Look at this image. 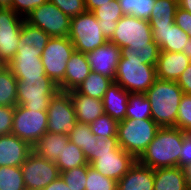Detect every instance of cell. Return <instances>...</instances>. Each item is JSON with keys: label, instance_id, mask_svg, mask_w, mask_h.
<instances>
[{"label": "cell", "instance_id": "6da1fadb", "mask_svg": "<svg viewBox=\"0 0 191 190\" xmlns=\"http://www.w3.org/2000/svg\"><path fill=\"white\" fill-rule=\"evenodd\" d=\"M185 132L175 127H161L137 161L151 169L178 167Z\"/></svg>", "mask_w": 191, "mask_h": 190}, {"label": "cell", "instance_id": "7a4b0ae2", "mask_svg": "<svg viewBox=\"0 0 191 190\" xmlns=\"http://www.w3.org/2000/svg\"><path fill=\"white\" fill-rule=\"evenodd\" d=\"M96 143L93 155L87 161L105 177L118 181L137 161L118 145L117 136L98 138Z\"/></svg>", "mask_w": 191, "mask_h": 190}, {"label": "cell", "instance_id": "3957f363", "mask_svg": "<svg viewBox=\"0 0 191 190\" xmlns=\"http://www.w3.org/2000/svg\"><path fill=\"white\" fill-rule=\"evenodd\" d=\"M184 92L177 82L157 78L145 92L150 102L152 120L160 127H175L178 108Z\"/></svg>", "mask_w": 191, "mask_h": 190}, {"label": "cell", "instance_id": "277c9868", "mask_svg": "<svg viewBox=\"0 0 191 190\" xmlns=\"http://www.w3.org/2000/svg\"><path fill=\"white\" fill-rule=\"evenodd\" d=\"M160 128L152 119H124L118 124V145L138 159Z\"/></svg>", "mask_w": 191, "mask_h": 190}, {"label": "cell", "instance_id": "5b68a950", "mask_svg": "<svg viewBox=\"0 0 191 190\" xmlns=\"http://www.w3.org/2000/svg\"><path fill=\"white\" fill-rule=\"evenodd\" d=\"M154 65L143 64L141 60L126 59L122 54L117 66L114 82L129 93H145L156 81Z\"/></svg>", "mask_w": 191, "mask_h": 190}, {"label": "cell", "instance_id": "8992f818", "mask_svg": "<svg viewBox=\"0 0 191 190\" xmlns=\"http://www.w3.org/2000/svg\"><path fill=\"white\" fill-rule=\"evenodd\" d=\"M74 51L75 48L68 36L51 37L42 51L41 62L44 72L61 91H64L67 61Z\"/></svg>", "mask_w": 191, "mask_h": 190}, {"label": "cell", "instance_id": "52a82bcc", "mask_svg": "<svg viewBox=\"0 0 191 190\" xmlns=\"http://www.w3.org/2000/svg\"><path fill=\"white\" fill-rule=\"evenodd\" d=\"M68 37L73 43L75 51L84 54L93 51L107 42L95 15L88 11L71 18Z\"/></svg>", "mask_w": 191, "mask_h": 190}, {"label": "cell", "instance_id": "ba28073f", "mask_svg": "<svg viewBox=\"0 0 191 190\" xmlns=\"http://www.w3.org/2000/svg\"><path fill=\"white\" fill-rule=\"evenodd\" d=\"M17 105L35 111H47L50 99L59 91L50 78L17 79Z\"/></svg>", "mask_w": 191, "mask_h": 190}, {"label": "cell", "instance_id": "9c48e42d", "mask_svg": "<svg viewBox=\"0 0 191 190\" xmlns=\"http://www.w3.org/2000/svg\"><path fill=\"white\" fill-rule=\"evenodd\" d=\"M109 41L116 44L121 49L140 46H158L153 41L152 29L149 21L130 15L121 17Z\"/></svg>", "mask_w": 191, "mask_h": 190}, {"label": "cell", "instance_id": "30bf717a", "mask_svg": "<svg viewBox=\"0 0 191 190\" xmlns=\"http://www.w3.org/2000/svg\"><path fill=\"white\" fill-rule=\"evenodd\" d=\"M47 111L29 110L22 105H16L11 133L33 147L47 133Z\"/></svg>", "mask_w": 191, "mask_h": 190}, {"label": "cell", "instance_id": "8fae6325", "mask_svg": "<svg viewBox=\"0 0 191 190\" xmlns=\"http://www.w3.org/2000/svg\"><path fill=\"white\" fill-rule=\"evenodd\" d=\"M25 21L54 38L68 36L71 25V18L49 1L34 9Z\"/></svg>", "mask_w": 191, "mask_h": 190}, {"label": "cell", "instance_id": "7c38bea8", "mask_svg": "<svg viewBox=\"0 0 191 190\" xmlns=\"http://www.w3.org/2000/svg\"><path fill=\"white\" fill-rule=\"evenodd\" d=\"M26 190H41L60 177L55 162L46 160L32 151L20 166Z\"/></svg>", "mask_w": 191, "mask_h": 190}, {"label": "cell", "instance_id": "4fadbf2b", "mask_svg": "<svg viewBox=\"0 0 191 190\" xmlns=\"http://www.w3.org/2000/svg\"><path fill=\"white\" fill-rule=\"evenodd\" d=\"M47 113V132L68 135L78 122L68 91L59 90L50 99Z\"/></svg>", "mask_w": 191, "mask_h": 190}, {"label": "cell", "instance_id": "5bb4252c", "mask_svg": "<svg viewBox=\"0 0 191 190\" xmlns=\"http://www.w3.org/2000/svg\"><path fill=\"white\" fill-rule=\"evenodd\" d=\"M24 20L11 8H0V65H7L16 55Z\"/></svg>", "mask_w": 191, "mask_h": 190}, {"label": "cell", "instance_id": "9a60e30c", "mask_svg": "<svg viewBox=\"0 0 191 190\" xmlns=\"http://www.w3.org/2000/svg\"><path fill=\"white\" fill-rule=\"evenodd\" d=\"M42 51L31 46L25 45L17 48L16 55L6 65L14 74L16 79L27 78H49L44 72L41 62Z\"/></svg>", "mask_w": 191, "mask_h": 190}, {"label": "cell", "instance_id": "2e32d148", "mask_svg": "<svg viewBox=\"0 0 191 190\" xmlns=\"http://www.w3.org/2000/svg\"><path fill=\"white\" fill-rule=\"evenodd\" d=\"M122 49L116 44L107 41L104 45L86 54L91 71L110 79L115 78Z\"/></svg>", "mask_w": 191, "mask_h": 190}, {"label": "cell", "instance_id": "e0dca14e", "mask_svg": "<svg viewBox=\"0 0 191 190\" xmlns=\"http://www.w3.org/2000/svg\"><path fill=\"white\" fill-rule=\"evenodd\" d=\"M153 41L160 51L182 52L188 45L189 36L176 24H150Z\"/></svg>", "mask_w": 191, "mask_h": 190}, {"label": "cell", "instance_id": "ac0fdd59", "mask_svg": "<svg viewBox=\"0 0 191 190\" xmlns=\"http://www.w3.org/2000/svg\"><path fill=\"white\" fill-rule=\"evenodd\" d=\"M33 148L16 135L6 134L0 136V167H20Z\"/></svg>", "mask_w": 191, "mask_h": 190}, {"label": "cell", "instance_id": "d6986e66", "mask_svg": "<svg viewBox=\"0 0 191 190\" xmlns=\"http://www.w3.org/2000/svg\"><path fill=\"white\" fill-rule=\"evenodd\" d=\"M190 63L183 52L160 51L155 66L157 78L176 82Z\"/></svg>", "mask_w": 191, "mask_h": 190}, {"label": "cell", "instance_id": "ffe728a7", "mask_svg": "<svg viewBox=\"0 0 191 190\" xmlns=\"http://www.w3.org/2000/svg\"><path fill=\"white\" fill-rule=\"evenodd\" d=\"M79 123L90 124L104 114V107L101 99L92 98L80 94L75 89L68 91Z\"/></svg>", "mask_w": 191, "mask_h": 190}, {"label": "cell", "instance_id": "44dd1931", "mask_svg": "<svg viewBox=\"0 0 191 190\" xmlns=\"http://www.w3.org/2000/svg\"><path fill=\"white\" fill-rule=\"evenodd\" d=\"M117 190H154V169L136 161L117 181Z\"/></svg>", "mask_w": 191, "mask_h": 190}, {"label": "cell", "instance_id": "7402d4cb", "mask_svg": "<svg viewBox=\"0 0 191 190\" xmlns=\"http://www.w3.org/2000/svg\"><path fill=\"white\" fill-rule=\"evenodd\" d=\"M129 95V92L113 82L102 98L104 113L118 122L126 119Z\"/></svg>", "mask_w": 191, "mask_h": 190}, {"label": "cell", "instance_id": "603a6c76", "mask_svg": "<svg viewBox=\"0 0 191 190\" xmlns=\"http://www.w3.org/2000/svg\"><path fill=\"white\" fill-rule=\"evenodd\" d=\"M91 67L86 54L74 51L67 61L64 77V91L76 89L90 74Z\"/></svg>", "mask_w": 191, "mask_h": 190}, {"label": "cell", "instance_id": "cb8c5ba5", "mask_svg": "<svg viewBox=\"0 0 191 190\" xmlns=\"http://www.w3.org/2000/svg\"><path fill=\"white\" fill-rule=\"evenodd\" d=\"M154 190H190L183 168L154 169Z\"/></svg>", "mask_w": 191, "mask_h": 190}, {"label": "cell", "instance_id": "d4e9b609", "mask_svg": "<svg viewBox=\"0 0 191 190\" xmlns=\"http://www.w3.org/2000/svg\"><path fill=\"white\" fill-rule=\"evenodd\" d=\"M92 13L98 20L104 37L109 41L116 30L118 21L124 16L118 0H111L109 3L96 8Z\"/></svg>", "mask_w": 191, "mask_h": 190}, {"label": "cell", "instance_id": "484cf974", "mask_svg": "<svg viewBox=\"0 0 191 190\" xmlns=\"http://www.w3.org/2000/svg\"><path fill=\"white\" fill-rule=\"evenodd\" d=\"M68 142L69 136L67 134L47 132L32 148L37 155L42 156L46 160L56 162L63 147Z\"/></svg>", "mask_w": 191, "mask_h": 190}, {"label": "cell", "instance_id": "4316f807", "mask_svg": "<svg viewBox=\"0 0 191 190\" xmlns=\"http://www.w3.org/2000/svg\"><path fill=\"white\" fill-rule=\"evenodd\" d=\"M18 80L6 65H0V106L17 105Z\"/></svg>", "mask_w": 191, "mask_h": 190}, {"label": "cell", "instance_id": "83f0119b", "mask_svg": "<svg viewBox=\"0 0 191 190\" xmlns=\"http://www.w3.org/2000/svg\"><path fill=\"white\" fill-rule=\"evenodd\" d=\"M113 82V79L91 71L88 77L75 90L80 94L102 100L105 92Z\"/></svg>", "mask_w": 191, "mask_h": 190}, {"label": "cell", "instance_id": "f1b7e54d", "mask_svg": "<svg viewBox=\"0 0 191 190\" xmlns=\"http://www.w3.org/2000/svg\"><path fill=\"white\" fill-rule=\"evenodd\" d=\"M69 141L82 149L88 160L93 155L94 144H97L98 137L91 132L89 124L77 122L75 128L68 134Z\"/></svg>", "mask_w": 191, "mask_h": 190}, {"label": "cell", "instance_id": "f546056e", "mask_svg": "<svg viewBox=\"0 0 191 190\" xmlns=\"http://www.w3.org/2000/svg\"><path fill=\"white\" fill-rule=\"evenodd\" d=\"M55 164L59 168V171L63 172L72 168L87 165L88 161L84 156L82 149L69 141L68 144L63 147Z\"/></svg>", "mask_w": 191, "mask_h": 190}, {"label": "cell", "instance_id": "4dcf8cb0", "mask_svg": "<svg viewBox=\"0 0 191 190\" xmlns=\"http://www.w3.org/2000/svg\"><path fill=\"white\" fill-rule=\"evenodd\" d=\"M20 41L18 42V48L25 45H34L35 48L43 51L46 47L48 40L51 38L42 29L35 27L24 20L21 26Z\"/></svg>", "mask_w": 191, "mask_h": 190}, {"label": "cell", "instance_id": "1f68e13d", "mask_svg": "<svg viewBox=\"0 0 191 190\" xmlns=\"http://www.w3.org/2000/svg\"><path fill=\"white\" fill-rule=\"evenodd\" d=\"M179 0H156L149 20L150 24H175Z\"/></svg>", "mask_w": 191, "mask_h": 190}, {"label": "cell", "instance_id": "d6a6232c", "mask_svg": "<svg viewBox=\"0 0 191 190\" xmlns=\"http://www.w3.org/2000/svg\"><path fill=\"white\" fill-rule=\"evenodd\" d=\"M126 119H152L150 102L145 93H130Z\"/></svg>", "mask_w": 191, "mask_h": 190}, {"label": "cell", "instance_id": "836d02e7", "mask_svg": "<svg viewBox=\"0 0 191 190\" xmlns=\"http://www.w3.org/2000/svg\"><path fill=\"white\" fill-rule=\"evenodd\" d=\"M156 0H118L123 15L150 20Z\"/></svg>", "mask_w": 191, "mask_h": 190}, {"label": "cell", "instance_id": "e575fe53", "mask_svg": "<svg viewBox=\"0 0 191 190\" xmlns=\"http://www.w3.org/2000/svg\"><path fill=\"white\" fill-rule=\"evenodd\" d=\"M0 190H26L21 167H0Z\"/></svg>", "mask_w": 191, "mask_h": 190}, {"label": "cell", "instance_id": "d590c367", "mask_svg": "<svg viewBox=\"0 0 191 190\" xmlns=\"http://www.w3.org/2000/svg\"><path fill=\"white\" fill-rule=\"evenodd\" d=\"M159 52V46H140L122 49V55L126 59L141 60L143 64H149L154 66H156Z\"/></svg>", "mask_w": 191, "mask_h": 190}, {"label": "cell", "instance_id": "8d00e7d4", "mask_svg": "<svg viewBox=\"0 0 191 190\" xmlns=\"http://www.w3.org/2000/svg\"><path fill=\"white\" fill-rule=\"evenodd\" d=\"M119 122L104 113L89 124L91 132L98 138L117 136Z\"/></svg>", "mask_w": 191, "mask_h": 190}, {"label": "cell", "instance_id": "74e56055", "mask_svg": "<svg viewBox=\"0 0 191 190\" xmlns=\"http://www.w3.org/2000/svg\"><path fill=\"white\" fill-rule=\"evenodd\" d=\"M85 190H117V181L103 176L88 163Z\"/></svg>", "mask_w": 191, "mask_h": 190}, {"label": "cell", "instance_id": "f35d334b", "mask_svg": "<svg viewBox=\"0 0 191 190\" xmlns=\"http://www.w3.org/2000/svg\"><path fill=\"white\" fill-rule=\"evenodd\" d=\"M88 164L60 172L61 179L71 190H85Z\"/></svg>", "mask_w": 191, "mask_h": 190}, {"label": "cell", "instance_id": "ab89813d", "mask_svg": "<svg viewBox=\"0 0 191 190\" xmlns=\"http://www.w3.org/2000/svg\"><path fill=\"white\" fill-rule=\"evenodd\" d=\"M176 128L191 132V95L183 94L178 108Z\"/></svg>", "mask_w": 191, "mask_h": 190}, {"label": "cell", "instance_id": "60d3db41", "mask_svg": "<svg viewBox=\"0 0 191 190\" xmlns=\"http://www.w3.org/2000/svg\"><path fill=\"white\" fill-rule=\"evenodd\" d=\"M58 7L64 14L74 18L85 13V0H48Z\"/></svg>", "mask_w": 191, "mask_h": 190}, {"label": "cell", "instance_id": "b9f144b4", "mask_svg": "<svg viewBox=\"0 0 191 190\" xmlns=\"http://www.w3.org/2000/svg\"><path fill=\"white\" fill-rule=\"evenodd\" d=\"M48 0H11L10 8L19 16L26 18L34 9Z\"/></svg>", "mask_w": 191, "mask_h": 190}, {"label": "cell", "instance_id": "7bdbcfd3", "mask_svg": "<svg viewBox=\"0 0 191 190\" xmlns=\"http://www.w3.org/2000/svg\"><path fill=\"white\" fill-rule=\"evenodd\" d=\"M15 107L0 106V136L11 134Z\"/></svg>", "mask_w": 191, "mask_h": 190}, {"label": "cell", "instance_id": "ee69618b", "mask_svg": "<svg viewBox=\"0 0 191 190\" xmlns=\"http://www.w3.org/2000/svg\"><path fill=\"white\" fill-rule=\"evenodd\" d=\"M174 23L191 38V13L178 7L175 13Z\"/></svg>", "mask_w": 191, "mask_h": 190}, {"label": "cell", "instance_id": "f6af8a7d", "mask_svg": "<svg viewBox=\"0 0 191 190\" xmlns=\"http://www.w3.org/2000/svg\"><path fill=\"white\" fill-rule=\"evenodd\" d=\"M191 163V132H185L178 167L184 168Z\"/></svg>", "mask_w": 191, "mask_h": 190}, {"label": "cell", "instance_id": "bcb514c9", "mask_svg": "<svg viewBox=\"0 0 191 190\" xmlns=\"http://www.w3.org/2000/svg\"><path fill=\"white\" fill-rule=\"evenodd\" d=\"M184 94L191 95V63L176 81Z\"/></svg>", "mask_w": 191, "mask_h": 190}, {"label": "cell", "instance_id": "7dc6e473", "mask_svg": "<svg viewBox=\"0 0 191 190\" xmlns=\"http://www.w3.org/2000/svg\"><path fill=\"white\" fill-rule=\"evenodd\" d=\"M41 190H71L70 187L59 177L57 180L52 181L44 189Z\"/></svg>", "mask_w": 191, "mask_h": 190}, {"label": "cell", "instance_id": "c3c4849f", "mask_svg": "<svg viewBox=\"0 0 191 190\" xmlns=\"http://www.w3.org/2000/svg\"><path fill=\"white\" fill-rule=\"evenodd\" d=\"M111 0H85V7L88 12H93L96 8L109 3Z\"/></svg>", "mask_w": 191, "mask_h": 190}, {"label": "cell", "instance_id": "681fc988", "mask_svg": "<svg viewBox=\"0 0 191 190\" xmlns=\"http://www.w3.org/2000/svg\"><path fill=\"white\" fill-rule=\"evenodd\" d=\"M184 173H185V176H186V179H187V183L189 185V188L191 190V163L186 165L184 168Z\"/></svg>", "mask_w": 191, "mask_h": 190}, {"label": "cell", "instance_id": "f907efd6", "mask_svg": "<svg viewBox=\"0 0 191 190\" xmlns=\"http://www.w3.org/2000/svg\"><path fill=\"white\" fill-rule=\"evenodd\" d=\"M179 7L191 13V0H179Z\"/></svg>", "mask_w": 191, "mask_h": 190}, {"label": "cell", "instance_id": "816d5d0a", "mask_svg": "<svg viewBox=\"0 0 191 190\" xmlns=\"http://www.w3.org/2000/svg\"><path fill=\"white\" fill-rule=\"evenodd\" d=\"M182 52L191 60V38L188 40V45Z\"/></svg>", "mask_w": 191, "mask_h": 190}, {"label": "cell", "instance_id": "f5cc1de1", "mask_svg": "<svg viewBox=\"0 0 191 190\" xmlns=\"http://www.w3.org/2000/svg\"><path fill=\"white\" fill-rule=\"evenodd\" d=\"M11 0H0V8H10Z\"/></svg>", "mask_w": 191, "mask_h": 190}]
</instances>
